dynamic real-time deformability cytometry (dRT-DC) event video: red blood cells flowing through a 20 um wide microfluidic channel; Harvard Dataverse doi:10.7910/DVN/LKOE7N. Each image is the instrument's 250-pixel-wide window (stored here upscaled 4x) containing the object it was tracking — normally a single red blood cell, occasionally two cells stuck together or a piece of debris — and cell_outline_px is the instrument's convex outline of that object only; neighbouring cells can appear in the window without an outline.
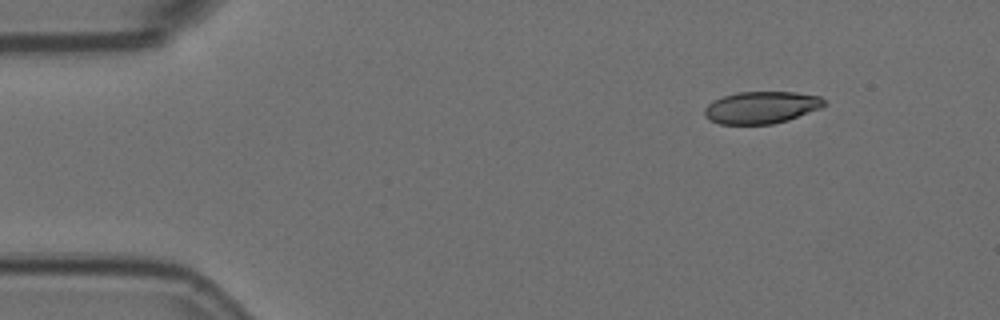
{"species": "Egyptian fruit bat (a non-hibernating species)", "species_latin": "Rousettus aegyptiacus", "temperature_condition": "room temperature", "stored_images_in_passage": 50, "camera_frame_rate_fps": 3000, "um_per_image_px": 0.085, "animal": {"sex": "female"}, "frame": {"image": 1, "passage_image": 1, "time_ms": 0.0, "image_size_px": [1000, 320], "cell_outline_px": [[828, 104], [820, 108], [788, 120], [772, 124], [720, 124], [708, 120], [704, 116], [704, 108], [712, 100], [736, 92], [796, 92], [820, 96]], "centroid_in_image_um": [64.69, 9.13], "position_along_channel_um": 20.3, "area_um2": 22.54}}
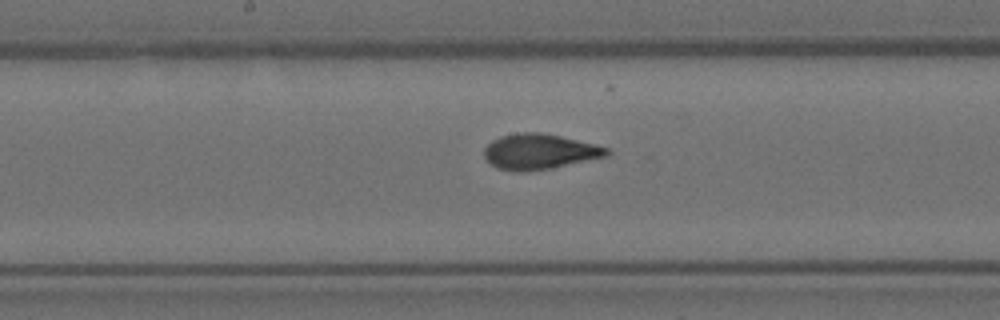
{"frame": {"image": 2, "passage_image": 23, "time_ms": 7.333, "image_size_px": [1000, 320], "cell_outline_px": [[612, 152], [608, 156], [548, 168], [524, 172], [496, 168], [484, 156], [484, 148], [492, 140], [500, 136], [516, 132], [540, 132], [560, 136], [596, 144], [608, 148]], "centroid_in_image_um": [45.85, 12.87], "position_along_channel_um": 202.3, "area_um2": 25.14}}
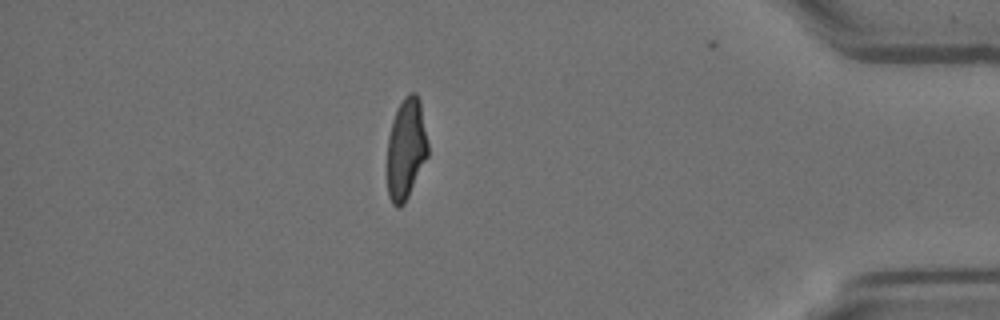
{"frame": {"image": 3, "passage_image": 43, "time_ms": 14.0, "image_size_px": [1000, 320], "cell_outline_px": [[428, 156], [404, 204], [400, 208], [396, 208], [392, 204], [388, 196], [388, 136], [392, 120], [396, 108], [404, 96], [408, 92], [416, 92], [420, 100], [428, 144]], "centroid_in_image_um": [34.51, 12.63], "position_along_channel_um": 400.7, "area_um2": 24.16}, "authors_computed_cell_mechanics": {"area_um2": 24.7384, "velocity_mm_per_s": 3.6107, "shape_relaxation_time_tau1_ms": 6.8309, "shape_relaxation_time_tau2_ms": 0.8922, "deformation_change_tau1": 0.2015, "deformation_change_tau2": 0.0537}}